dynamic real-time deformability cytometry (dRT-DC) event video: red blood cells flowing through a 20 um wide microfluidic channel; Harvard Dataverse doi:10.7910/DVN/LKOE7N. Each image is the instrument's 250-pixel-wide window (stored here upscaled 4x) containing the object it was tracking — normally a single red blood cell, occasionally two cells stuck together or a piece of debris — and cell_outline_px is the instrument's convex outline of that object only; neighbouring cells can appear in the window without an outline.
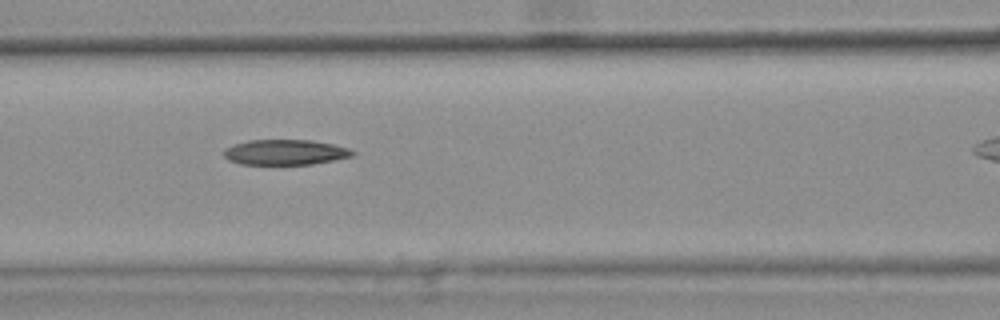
{"species": "common noctule bat (a hibernating species)", "species_latin": "Nyctalus noctula", "temperature_condition": "warm", "stored_images_in_passage": 31, "camera_frame_rate_fps": 3000, "um_per_image_px": 0.085, "animal": {"sex": "female", "body_mass_g": 25.1}, "frame": {"image": 1, "passage_image": 10, "time_ms": 3.0, "image_size_px": [1000, 320], "cell_outline_px": [[356, 152], [352, 156], [336, 160], [312, 164], [240, 164], [228, 160], [224, 156], [224, 148], [248, 140], [312, 140], [332, 144], [348, 148]], "centroid_in_image_um": [24.25, 12.94], "position_along_channel_um": 142.4, "area_um2": 18.96}}